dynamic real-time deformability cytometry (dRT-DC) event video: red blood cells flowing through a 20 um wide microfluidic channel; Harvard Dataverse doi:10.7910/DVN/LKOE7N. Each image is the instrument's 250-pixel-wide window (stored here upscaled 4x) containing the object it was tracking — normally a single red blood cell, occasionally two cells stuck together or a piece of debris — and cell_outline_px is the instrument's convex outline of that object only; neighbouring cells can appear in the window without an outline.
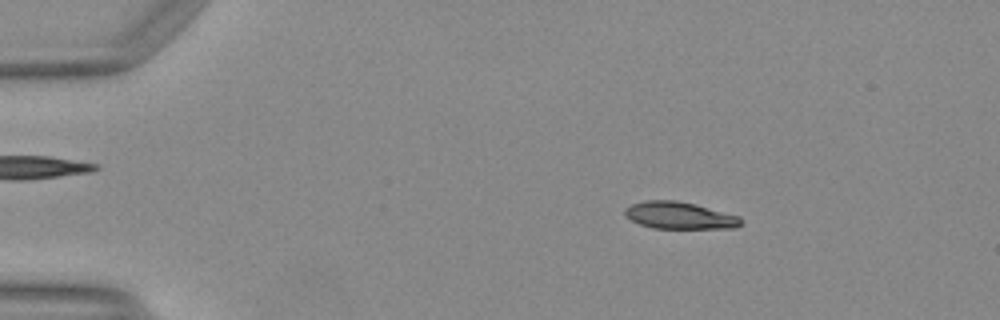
{"species": "Egyptian fruit bat (a non-hibernating species)", "species_latin": "Rousettus aegyptiacus", "temperature_condition": "warm", "stored_images_in_passage": 48, "camera_frame_rate_fps": 3000, "um_per_image_px": 0.085, "animal": {"sex": "female"}, "frame": {"image": 1, "passage_image": 7, "time_ms": 2.0, "image_size_px": [1000, 320], "cell_outline_px": [[740, 224], [736, 228], [652, 228], [640, 224], [624, 216], [624, 208], [632, 204], [644, 200], [676, 200], [696, 204], [740, 216]], "centroid_in_image_um": [57.72, 18.3], "position_along_channel_um": 27.3, "area_um2": 18.32}}
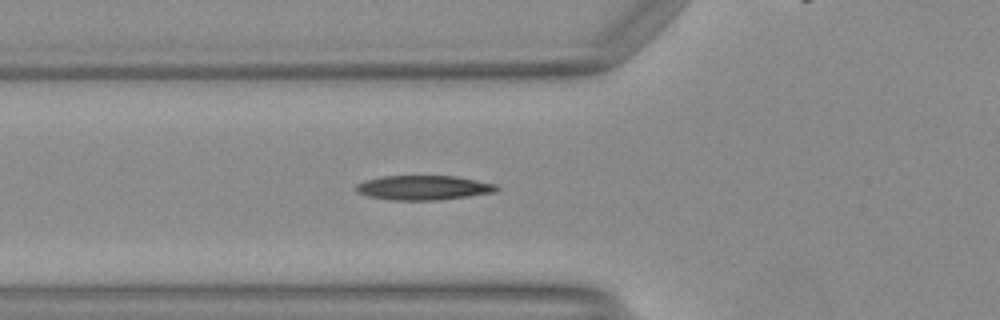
{"frame": {"image": 2, "passage_image": 17, "time_ms": 5.333, "image_size_px": [1000, 320], "cell_outline_px": [[500, 188], [496, 192], [440, 200], [392, 200], [368, 196], [356, 192], [356, 184], [364, 180], [380, 176], [456, 176], [496, 184]], "centroid_in_image_um": [35.99, 15.95], "position_along_channel_um": 89.8, "area_um2": 20.17}, "authors_computed_cell_mechanics": {"area_um2": 19.1318, "velocity_mm_per_s": 4.143, "shape_relaxation_time_tau1_ms": 6.2862, "shape_relaxation_time_tau2_ms": 5.6678, "deformation_change_tau1": 0.2009, "deformation_change_tau2": 0.1486}}